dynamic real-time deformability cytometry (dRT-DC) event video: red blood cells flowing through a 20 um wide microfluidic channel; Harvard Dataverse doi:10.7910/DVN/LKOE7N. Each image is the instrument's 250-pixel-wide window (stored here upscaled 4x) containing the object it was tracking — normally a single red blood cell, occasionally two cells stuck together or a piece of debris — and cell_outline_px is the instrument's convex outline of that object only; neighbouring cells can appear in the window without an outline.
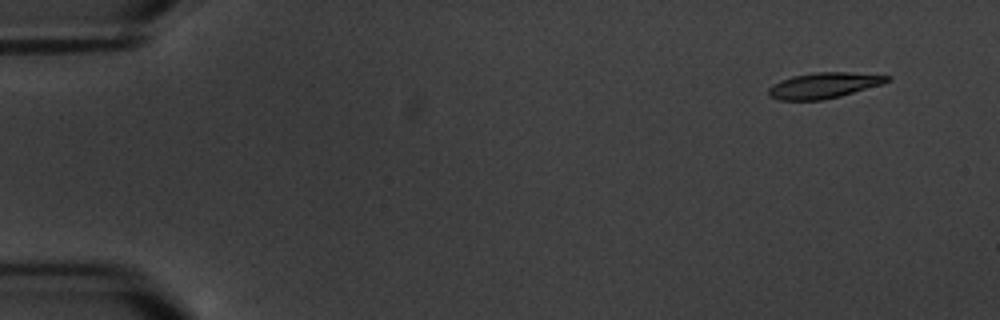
{"species": "common noctule bat (a hibernating species)", "species_latin": "Nyctalus noctula", "temperature_condition": "warm", "stored_images_in_passage": 7, "camera_frame_rate_fps": 3000, "um_per_image_px": 0.085, "animal": {"sex": "male", "body_mass_g": 20.1, "forearm_length_mm": 53.5}, "frame": {"image": 1, "passage_image": 2, "time_ms": 1.0, "image_size_px": [1000, 320], "cell_outline_px": [[892, 80], [880, 84], [840, 96], [824, 100], [780, 100], [768, 96], [768, 88], [772, 84], [792, 76], [816, 72], [848, 72], [892, 76]], "centroid_in_image_um": [70.0, 7.26], "position_along_channel_um": 15.0, "area_um2": 17.69}}
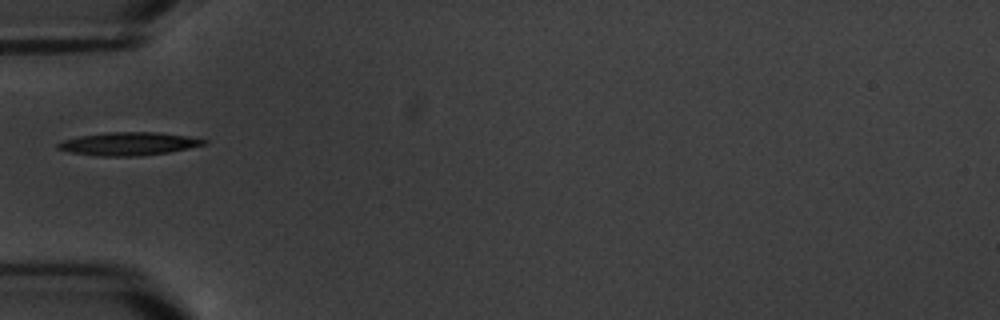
{"frame": {"image": 2, "passage_image": 5, "time_ms": 6.333, "image_size_px": [1000, 320], "cell_outline_px": [[208, 144], [168, 152], [140, 156], [96, 156], [72, 152], [56, 148], [56, 144], [64, 140], [80, 136], [108, 132], [156, 132], [188, 136], [208, 140]], "centroid_in_image_um": [10.96, 12.22], "position_along_channel_um": 74.0, "area_um2": 19.59}}